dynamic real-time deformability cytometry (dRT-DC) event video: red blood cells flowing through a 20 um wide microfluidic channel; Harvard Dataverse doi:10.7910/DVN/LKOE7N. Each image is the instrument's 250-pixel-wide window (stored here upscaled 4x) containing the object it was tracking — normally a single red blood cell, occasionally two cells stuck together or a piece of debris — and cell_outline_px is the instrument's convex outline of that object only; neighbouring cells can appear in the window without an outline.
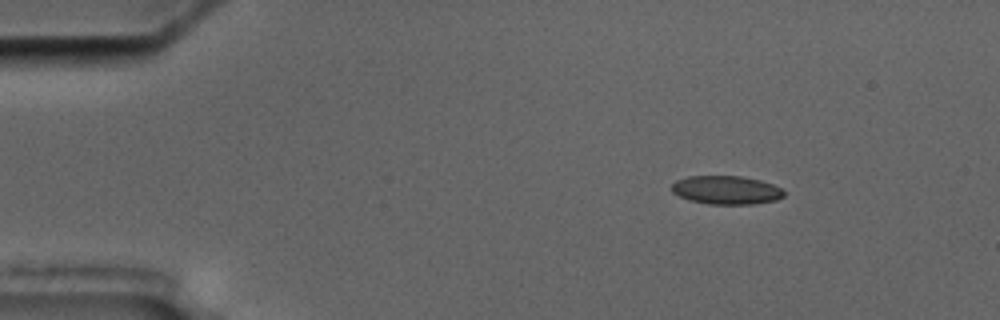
{"species": "common noctule bat (a hibernating species)", "species_latin": "Nyctalus noctula", "temperature_condition": "cold", "stored_images_in_passage": 8, "camera_frame_rate_fps": 3000, "um_per_image_px": 0.085, "animal": {"sex": "male", "body_mass_g": 17.5, "forearm_length_mm": 52.3}, "frame": {"image": 1, "passage_image": 2, "time_ms": 1.0, "image_size_px": [1000, 320], "cell_outline_px": [[784, 196], [776, 200], [752, 204], [708, 204], [688, 200], [672, 192], [672, 184], [676, 180], [688, 176], [740, 176], [760, 180], [772, 184], [780, 188], [784, 192]], "centroid_in_image_um": [61.71, 16.15], "position_along_channel_um": 23.3, "area_um2": 18.61}}
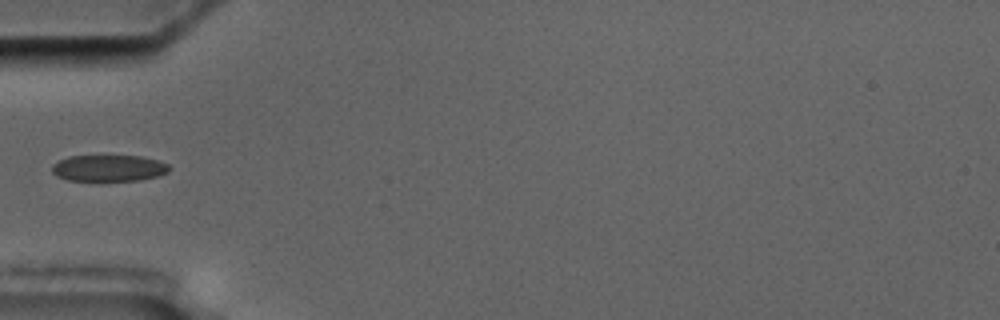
{"frame": {"image": 2, "passage_image": 5, "time_ms": 4.667, "image_size_px": [1000, 320], "cell_outline_px": [[172, 168], [168, 172], [156, 176], [140, 180], [68, 180], [56, 176], [52, 172], [52, 164], [68, 156], [144, 156], [168, 164]], "centroid_in_image_um": [9.25, 14.28], "position_along_channel_um": 75.8, "area_um2": 17.98}}
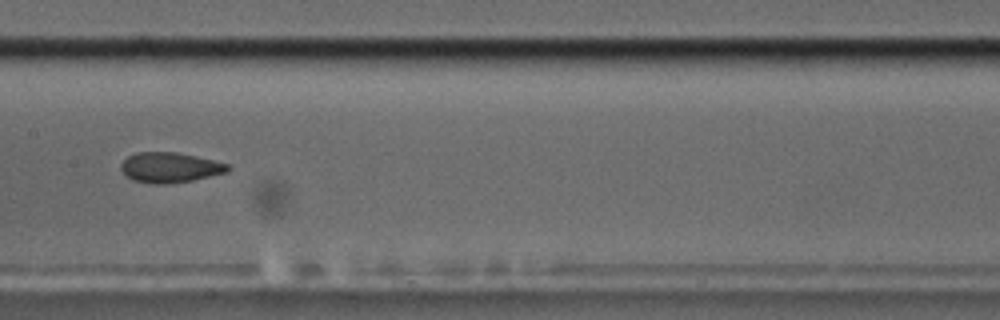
{"frame": {"image": 3, "passage_image": 8, "time_ms": 8.0, "image_size_px": [1000, 320], "cell_outline_px": [[232, 168], [228, 172], [192, 180], [168, 184], [152, 184], [132, 180], [120, 168], [120, 164], [128, 156], [136, 152], [176, 152], [196, 156], [228, 164]], "centroid_in_image_um": [14.44, 14.24], "position_along_channel_um": 193.0, "area_um2": 18.79}}